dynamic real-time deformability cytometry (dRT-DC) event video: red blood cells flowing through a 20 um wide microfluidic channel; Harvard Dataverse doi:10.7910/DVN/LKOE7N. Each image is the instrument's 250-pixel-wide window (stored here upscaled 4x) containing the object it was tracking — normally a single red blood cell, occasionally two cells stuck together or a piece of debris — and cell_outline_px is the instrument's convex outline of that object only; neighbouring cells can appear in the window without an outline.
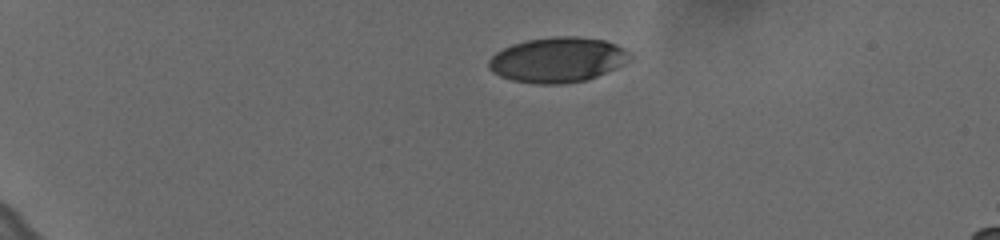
{"species": "human", "species_latin": "Homo sapiens", "temperature_condition": "cold", "stored_images_in_passage": 39, "camera_frame_rate_fps": 3000, "um_per_image_px": 0.085, "donor": {"sex": "female"}, "frame": {"image": 1, "passage_image": 1, "time_ms": 0.0, "image_size_px": [1000, 240], "cell_outline_px": [[632, 56], [624, 64], [616, 68], [596, 76], [584, 80], [560, 84], [536, 84], [512, 80], [500, 76], [492, 72], [488, 68], [488, 60], [496, 52], [512, 44], [528, 40], [556, 36], [576, 36], [604, 40], [616, 44], [624, 48]], "centroid_in_image_um": [47.38, 5.08], "position_along_channel_um": 37.6, "area_um2": 36.99}}
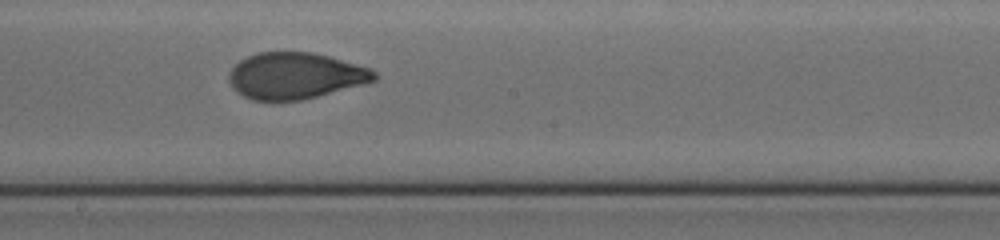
{"frame": {"image": 2, "passage_image": 23, "time_ms": 7.333, "image_size_px": [1000, 240], "cell_outline_px": [[376, 80], [316, 96], [300, 100], [252, 100], [236, 92], [232, 88], [228, 80], [228, 72], [240, 60], [248, 56], [260, 52], [312, 52], [328, 56], [368, 68], [376, 72]], "centroid_in_image_um": [25.03, 6.43], "position_along_channel_um": 223.2, "area_um2": 38.78}}
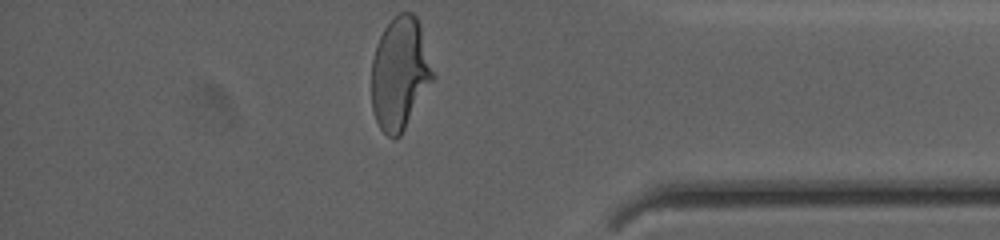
{"frame": {"image": 3, "passage_image": 39, "time_ms": 12.667, "image_size_px": [1000, 240], "cell_outline_px": [[436, 76], [400, 136], [396, 140], [388, 136], [380, 128], [376, 120], [372, 108], [372, 60], [376, 44], [384, 28], [400, 12], [412, 12], [416, 16], [420, 24]], "centroid_in_image_um": [34.0, 6.25], "position_along_channel_um": 401.2, "area_um2": 40.34}, "authors_computed_cell_mechanics": {"area_um2": 39.4774, "velocity_mm_per_s": 3.636, "shape_relaxation_time_tau1_ms": 5.0213, "shape_relaxation_time_tau2_ms": 0.9753, "deformation_change_tau1": 0.1941, "deformation_change_tau2": 0.0611}}